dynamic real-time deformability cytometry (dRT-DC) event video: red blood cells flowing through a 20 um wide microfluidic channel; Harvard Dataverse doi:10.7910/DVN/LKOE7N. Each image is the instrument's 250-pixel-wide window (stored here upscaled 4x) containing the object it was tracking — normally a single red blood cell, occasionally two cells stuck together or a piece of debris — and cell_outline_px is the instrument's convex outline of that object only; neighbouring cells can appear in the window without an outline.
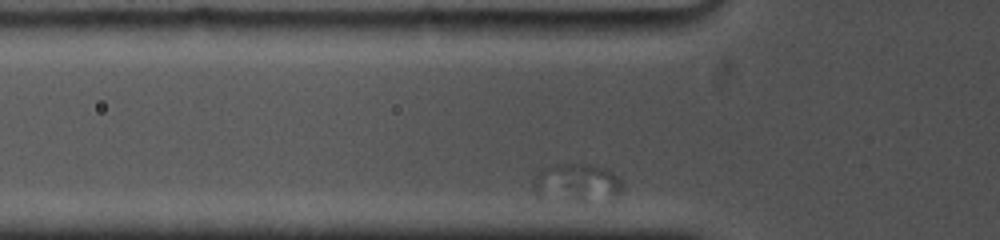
{"species": "common noctule bat (a hibernating species)", "species_latin": "Nyctalus noctula", "temperature_condition": "cold", "stored_images_in_passage": 2, "camera_frame_rate_fps": 5000, "um_per_image_px": 0.085, "animal": {"sex": "female", "body_mass_g": 19.0, "forearm_length_mm": 53.3}, "frame": {"image": 1, "passage_image": 2, "time_ms": 0.4, "image_size_px": [1000, 240], "cell_outline_px": [[624, 192], [616, 200], [608, 204], [584, 204], [540, 200], [532, 192], [532, 188], [540, 168], [564, 164], [588, 164], [604, 168], [616, 172], [624, 184]], "centroid_in_image_um": [49.13, 15.68], "position_along_channel_um": 76.7, "area_um2": 22.2}}